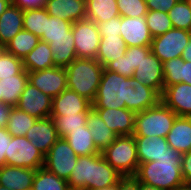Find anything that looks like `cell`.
Returning a JSON list of instances; mask_svg holds the SVG:
<instances>
[{
    "label": "cell",
    "mask_w": 191,
    "mask_h": 190,
    "mask_svg": "<svg viewBox=\"0 0 191 190\" xmlns=\"http://www.w3.org/2000/svg\"><path fill=\"white\" fill-rule=\"evenodd\" d=\"M174 190H191V183H183L180 186H177Z\"/></svg>",
    "instance_id": "obj_55"
},
{
    "label": "cell",
    "mask_w": 191,
    "mask_h": 190,
    "mask_svg": "<svg viewBox=\"0 0 191 190\" xmlns=\"http://www.w3.org/2000/svg\"><path fill=\"white\" fill-rule=\"evenodd\" d=\"M53 53L47 42H40L23 58V68L27 72H35L55 67Z\"/></svg>",
    "instance_id": "obj_25"
},
{
    "label": "cell",
    "mask_w": 191,
    "mask_h": 190,
    "mask_svg": "<svg viewBox=\"0 0 191 190\" xmlns=\"http://www.w3.org/2000/svg\"><path fill=\"white\" fill-rule=\"evenodd\" d=\"M64 138L77 156H88L101 153L96 148L92 139V134L87 126L69 132Z\"/></svg>",
    "instance_id": "obj_31"
},
{
    "label": "cell",
    "mask_w": 191,
    "mask_h": 190,
    "mask_svg": "<svg viewBox=\"0 0 191 190\" xmlns=\"http://www.w3.org/2000/svg\"><path fill=\"white\" fill-rule=\"evenodd\" d=\"M65 69L67 87L93 102L104 67L96 59L76 58Z\"/></svg>",
    "instance_id": "obj_3"
},
{
    "label": "cell",
    "mask_w": 191,
    "mask_h": 190,
    "mask_svg": "<svg viewBox=\"0 0 191 190\" xmlns=\"http://www.w3.org/2000/svg\"><path fill=\"white\" fill-rule=\"evenodd\" d=\"M67 190H84V189H80V188H71V187H69Z\"/></svg>",
    "instance_id": "obj_58"
},
{
    "label": "cell",
    "mask_w": 191,
    "mask_h": 190,
    "mask_svg": "<svg viewBox=\"0 0 191 190\" xmlns=\"http://www.w3.org/2000/svg\"><path fill=\"white\" fill-rule=\"evenodd\" d=\"M106 126L118 136H131L135 130V112L126 108H94Z\"/></svg>",
    "instance_id": "obj_17"
},
{
    "label": "cell",
    "mask_w": 191,
    "mask_h": 190,
    "mask_svg": "<svg viewBox=\"0 0 191 190\" xmlns=\"http://www.w3.org/2000/svg\"><path fill=\"white\" fill-rule=\"evenodd\" d=\"M68 188L66 180L41 167L36 170L31 190H67Z\"/></svg>",
    "instance_id": "obj_34"
},
{
    "label": "cell",
    "mask_w": 191,
    "mask_h": 190,
    "mask_svg": "<svg viewBox=\"0 0 191 190\" xmlns=\"http://www.w3.org/2000/svg\"><path fill=\"white\" fill-rule=\"evenodd\" d=\"M120 35L127 47L151 46L153 37L149 32L145 16H121Z\"/></svg>",
    "instance_id": "obj_13"
},
{
    "label": "cell",
    "mask_w": 191,
    "mask_h": 190,
    "mask_svg": "<svg viewBox=\"0 0 191 190\" xmlns=\"http://www.w3.org/2000/svg\"><path fill=\"white\" fill-rule=\"evenodd\" d=\"M150 52L151 46H133L126 48L125 55L128 57L129 70L133 74L143 57H146Z\"/></svg>",
    "instance_id": "obj_43"
},
{
    "label": "cell",
    "mask_w": 191,
    "mask_h": 190,
    "mask_svg": "<svg viewBox=\"0 0 191 190\" xmlns=\"http://www.w3.org/2000/svg\"><path fill=\"white\" fill-rule=\"evenodd\" d=\"M0 190H11V189H8V188H6V187L0 185Z\"/></svg>",
    "instance_id": "obj_57"
},
{
    "label": "cell",
    "mask_w": 191,
    "mask_h": 190,
    "mask_svg": "<svg viewBox=\"0 0 191 190\" xmlns=\"http://www.w3.org/2000/svg\"><path fill=\"white\" fill-rule=\"evenodd\" d=\"M92 102L67 88L52 98L51 116L76 115V113H89Z\"/></svg>",
    "instance_id": "obj_15"
},
{
    "label": "cell",
    "mask_w": 191,
    "mask_h": 190,
    "mask_svg": "<svg viewBox=\"0 0 191 190\" xmlns=\"http://www.w3.org/2000/svg\"><path fill=\"white\" fill-rule=\"evenodd\" d=\"M118 190H139V181L135 177H123L118 182Z\"/></svg>",
    "instance_id": "obj_50"
},
{
    "label": "cell",
    "mask_w": 191,
    "mask_h": 190,
    "mask_svg": "<svg viewBox=\"0 0 191 190\" xmlns=\"http://www.w3.org/2000/svg\"><path fill=\"white\" fill-rule=\"evenodd\" d=\"M161 96L134 77H124L104 68L93 108H126L135 113L156 106Z\"/></svg>",
    "instance_id": "obj_1"
},
{
    "label": "cell",
    "mask_w": 191,
    "mask_h": 190,
    "mask_svg": "<svg viewBox=\"0 0 191 190\" xmlns=\"http://www.w3.org/2000/svg\"><path fill=\"white\" fill-rule=\"evenodd\" d=\"M15 107L37 119L47 118L51 116L52 98L27 82Z\"/></svg>",
    "instance_id": "obj_11"
},
{
    "label": "cell",
    "mask_w": 191,
    "mask_h": 190,
    "mask_svg": "<svg viewBox=\"0 0 191 190\" xmlns=\"http://www.w3.org/2000/svg\"><path fill=\"white\" fill-rule=\"evenodd\" d=\"M133 77L143 85L153 88L162 96L164 91L163 63L152 52L143 57L135 69Z\"/></svg>",
    "instance_id": "obj_12"
},
{
    "label": "cell",
    "mask_w": 191,
    "mask_h": 190,
    "mask_svg": "<svg viewBox=\"0 0 191 190\" xmlns=\"http://www.w3.org/2000/svg\"><path fill=\"white\" fill-rule=\"evenodd\" d=\"M104 68L127 78L133 77V73L129 70L128 57L125 54L117 60L109 62Z\"/></svg>",
    "instance_id": "obj_45"
},
{
    "label": "cell",
    "mask_w": 191,
    "mask_h": 190,
    "mask_svg": "<svg viewBox=\"0 0 191 190\" xmlns=\"http://www.w3.org/2000/svg\"><path fill=\"white\" fill-rule=\"evenodd\" d=\"M181 172L185 183H191V151L182 154Z\"/></svg>",
    "instance_id": "obj_49"
},
{
    "label": "cell",
    "mask_w": 191,
    "mask_h": 190,
    "mask_svg": "<svg viewBox=\"0 0 191 190\" xmlns=\"http://www.w3.org/2000/svg\"><path fill=\"white\" fill-rule=\"evenodd\" d=\"M119 16L117 0H86V19L96 24Z\"/></svg>",
    "instance_id": "obj_30"
},
{
    "label": "cell",
    "mask_w": 191,
    "mask_h": 190,
    "mask_svg": "<svg viewBox=\"0 0 191 190\" xmlns=\"http://www.w3.org/2000/svg\"><path fill=\"white\" fill-rule=\"evenodd\" d=\"M12 0H0V15L8 8L12 3Z\"/></svg>",
    "instance_id": "obj_53"
},
{
    "label": "cell",
    "mask_w": 191,
    "mask_h": 190,
    "mask_svg": "<svg viewBox=\"0 0 191 190\" xmlns=\"http://www.w3.org/2000/svg\"><path fill=\"white\" fill-rule=\"evenodd\" d=\"M166 140L169 147L181 154L191 151V117L177 116Z\"/></svg>",
    "instance_id": "obj_22"
},
{
    "label": "cell",
    "mask_w": 191,
    "mask_h": 190,
    "mask_svg": "<svg viewBox=\"0 0 191 190\" xmlns=\"http://www.w3.org/2000/svg\"><path fill=\"white\" fill-rule=\"evenodd\" d=\"M161 101L177 116L191 117V85L181 82L167 86Z\"/></svg>",
    "instance_id": "obj_18"
},
{
    "label": "cell",
    "mask_w": 191,
    "mask_h": 190,
    "mask_svg": "<svg viewBox=\"0 0 191 190\" xmlns=\"http://www.w3.org/2000/svg\"><path fill=\"white\" fill-rule=\"evenodd\" d=\"M91 155L78 156L77 163L74 166L69 179L68 186L71 188H80L87 190V184L90 180Z\"/></svg>",
    "instance_id": "obj_35"
},
{
    "label": "cell",
    "mask_w": 191,
    "mask_h": 190,
    "mask_svg": "<svg viewBox=\"0 0 191 190\" xmlns=\"http://www.w3.org/2000/svg\"><path fill=\"white\" fill-rule=\"evenodd\" d=\"M28 82V73L23 69L19 74L0 79L2 102L15 107Z\"/></svg>",
    "instance_id": "obj_26"
},
{
    "label": "cell",
    "mask_w": 191,
    "mask_h": 190,
    "mask_svg": "<svg viewBox=\"0 0 191 190\" xmlns=\"http://www.w3.org/2000/svg\"><path fill=\"white\" fill-rule=\"evenodd\" d=\"M190 39L191 31L172 28L152 39L151 52L164 63L173 58L181 57Z\"/></svg>",
    "instance_id": "obj_7"
},
{
    "label": "cell",
    "mask_w": 191,
    "mask_h": 190,
    "mask_svg": "<svg viewBox=\"0 0 191 190\" xmlns=\"http://www.w3.org/2000/svg\"><path fill=\"white\" fill-rule=\"evenodd\" d=\"M86 126L89 128L93 142L100 152L104 151L118 136L106 126L99 113L93 107L89 110Z\"/></svg>",
    "instance_id": "obj_24"
},
{
    "label": "cell",
    "mask_w": 191,
    "mask_h": 190,
    "mask_svg": "<svg viewBox=\"0 0 191 190\" xmlns=\"http://www.w3.org/2000/svg\"><path fill=\"white\" fill-rule=\"evenodd\" d=\"M88 113H76V115L51 116L55 122L57 134L64 138L69 132L82 129L86 126Z\"/></svg>",
    "instance_id": "obj_37"
},
{
    "label": "cell",
    "mask_w": 191,
    "mask_h": 190,
    "mask_svg": "<svg viewBox=\"0 0 191 190\" xmlns=\"http://www.w3.org/2000/svg\"><path fill=\"white\" fill-rule=\"evenodd\" d=\"M6 165L32 168L44 167L45 156L25 136H12L5 154Z\"/></svg>",
    "instance_id": "obj_6"
},
{
    "label": "cell",
    "mask_w": 191,
    "mask_h": 190,
    "mask_svg": "<svg viewBox=\"0 0 191 190\" xmlns=\"http://www.w3.org/2000/svg\"><path fill=\"white\" fill-rule=\"evenodd\" d=\"M71 30L77 58L96 59L101 39L98 25L83 19L74 22Z\"/></svg>",
    "instance_id": "obj_8"
},
{
    "label": "cell",
    "mask_w": 191,
    "mask_h": 190,
    "mask_svg": "<svg viewBox=\"0 0 191 190\" xmlns=\"http://www.w3.org/2000/svg\"><path fill=\"white\" fill-rule=\"evenodd\" d=\"M126 44L121 35L101 36L96 60L105 67L109 62L124 56Z\"/></svg>",
    "instance_id": "obj_29"
},
{
    "label": "cell",
    "mask_w": 191,
    "mask_h": 190,
    "mask_svg": "<svg viewBox=\"0 0 191 190\" xmlns=\"http://www.w3.org/2000/svg\"><path fill=\"white\" fill-rule=\"evenodd\" d=\"M40 42L33 33L21 30L4 47V49L23 60V58Z\"/></svg>",
    "instance_id": "obj_32"
},
{
    "label": "cell",
    "mask_w": 191,
    "mask_h": 190,
    "mask_svg": "<svg viewBox=\"0 0 191 190\" xmlns=\"http://www.w3.org/2000/svg\"><path fill=\"white\" fill-rule=\"evenodd\" d=\"M139 190H162V189L139 182Z\"/></svg>",
    "instance_id": "obj_54"
},
{
    "label": "cell",
    "mask_w": 191,
    "mask_h": 190,
    "mask_svg": "<svg viewBox=\"0 0 191 190\" xmlns=\"http://www.w3.org/2000/svg\"><path fill=\"white\" fill-rule=\"evenodd\" d=\"M177 115L162 101L156 106L135 114L133 136H158L166 138Z\"/></svg>",
    "instance_id": "obj_4"
},
{
    "label": "cell",
    "mask_w": 191,
    "mask_h": 190,
    "mask_svg": "<svg viewBox=\"0 0 191 190\" xmlns=\"http://www.w3.org/2000/svg\"><path fill=\"white\" fill-rule=\"evenodd\" d=\"M24 10L12 3L0 15V47L6 44L21 30H23Z\"/></svg>",
    "instance_id": "obj_23"
},
{
    "label": "cell",
    "mask_w": 191,
    "mask_h": 190,
    "mask_svg": "<svg viewBox=\"0 0 191 190\" xmlns=\"http://www.w3.org/2000/svg\"><path fill=\"white\" fill-rule=\"evenodd\" d=\"M181 57H182V59H183L184 61L191 62V39H190V41L188 42V44L186 45V47L184 48Z\"/></svg>",
    "instance_id": "obj_52"
},
{
    "label": "cell",
    "mask_w": 191,
    "mask_h": 190,
    "mask_svg": "<svg viewBox=\"0 0 191 190\" xmlns=\"http://www.w3.org/2000/svg\"><path fill=\"white\" fill-rule=\"evenodd\" d=\"M97 190H118V183L112 185V186H107L102 189H97Z\"/></svg>",
    "instance_id": "obj_56"
},
{
    "label": "cell",
    "mask_w": 191,
    "mask_h": 190,
    "mask_svg": "<svg viewBox=\"0 0 191 190\" xmlns=\"http://www.w3.org/2000/svg\"><path fill=\"white\" fill-rule=\"evenodd\" d=\"M25 137L30 140L34 147L46 156L49 149L60 138L53 118L37 119L34 125L27 131Z\"/></svg>",
    "instance_id": "obj_16"
},
{
    "label": "cell",
    "mask_w": 191,
    "mask_h": 190,
    "mask_svg": "<svg viewBox=\"0 0 191 190\" xmlns=\"http://www.w3.org/2000/svg\"><path fill=\"white\" fill-rule=\"evenodd\" d=\"M23 69L22 59L0 48V79L17 75Z\"/></svg>",
    "instance_id": "obj_41"
},
{
    "label": "cell",
    "mask_w": 191,
    "mask_h": 190,
    "mask_svg": "<svg viewBox=\"0 0 191 190\" xmlns=\"http://www.w3.org/2000/svg\"><path fill=\"white\" fill-rule=\"evenodd\" d=\"M72 22L48 15L41 41L49 43V38L70 37Z\"/></svg>",
    "instance_id": "obj_38"
},
{
    "label": "cell",
    "mask_w": 191,
    "mask_h": 190,
    "mask_svg": "<svg viewBox=\"0 0 191 190\" xmlns=\"http://www.w3.org/2000/svg\"><path fill=\"white\" fill-rule=\"evenodd\" d=\"M180 152L172 156H163L157 161L140 163L135 178L142 183L162 190H174L184 182L181 172Z\"/></svg>",
    "instance_id": "obj_2"
},
{
    "label": "cell",
    "mask_w": 191,
    "mask_h": 190,
    "mask_svg": "<svg viewBox=\"0 0 191 190\" xmlns=\"http://www.w3.org/2000/svg\"><path fill=\"white\" fill-rule=\"evenodd\" d=\"M122 178V175L105 160L102 153L91 155V172L87 190L112 186Z\"/></svg>",
    "instance_id": "obj_14"
},
{
    "label": "cell",
    "mask_w": 191,
    "mask_h": 190,
    "mask_svg": "<svg viewBox=\"0 0 191 190\" xmlns=\"http://www.w3.org/2000/svg\"><path fill=\"white\" fill-rule=\"evenodd\" d=\"M101 153L105 160L118 171L122 177L135 176L140 163L133 135L117 136Z\"/></svg>",
    "instance_id": "obj_5"
},
{
    "label": "cell",
    "mask_w": 191,
    "mask_h": 190,
    "mask_svg": "<svg viewBox=\"0 0 191 190\" xmlns=\"http://www.w3.org/2000/svg\"><path fill=\"white\" fill-rule=\"evenodd\" d=\"M48 15L45 8L24 11L23 29L41 38L45 31L46 17Z\"/></svg>",
    "instance_id": "obj_36"
},
{
    "label": "cell",
    "mask_w": 191,
    "mask_h": 190,
    "mask_svg": "<svg viewBox=\"0 0 191 190\" xmlns=\"http://www.w3.org/2000/svg\"><path fill=\"white\" fill-rule=\"evenodd\" d=\"M139 163L157 161L163 156H172L176 151L169 147L166 138L158 136H134Z\"/></svg>",
    "instance_id": "obj_19"
},
{
    "label": "cell",
    "mask_w": 191,
    "mask_h": 190,
    "mask_svg": "<svg viewBox=\"0 0 191 190\" xmlns=\"http://www.w3.org/2000/svg\"><path fill=\"white\" fill-rule=\"evenodd\" d=\"M36 121L37 118L30 116L17 107H12L6 129L11 136H25Z\"/></svg>",
    "instance_id": "obj_33"
},
{
    "label": "cell",
    "mask_w": 191,
    "mask_h": 190,
    "mask_svg": "<svg viewBox=\"0 0 191 190\" xmlns=\"http://www.w3.org/2000/svg\"><path fill=\"white\" fill-rule=\"evenodd\" d=\"M27 73L28 82L51 98L56 97L68 88L65 68L55 66Z\"/></svg>",
    "instance_id": "obj_10"
},
{
    "label": "cell",
    "mask_w": 191,
    "mask_h": 190,
    "mask_svg": "<svg viewBox=\"0 0 191 190\" xmlns=\"http://www.w3.org/2000/svg\"><path fill=\"white\" fill-rule=\"evenodd\" d=\"M168 15L173 28L191 31V8L185 0H178Z\"/></svg>",
    "instance_id": "obj_39"
},
{
    "label": "cell",
    "mask_w": 191,
    "mask_h": 190,
    "mask_svg": "<svg viewBox=\"0 0 191 190\" xmlns=\"http://www.w3.org/2000/svg\"><path fill=\"white\" fill-rule=\"evenodd\" d=\"M117 7L120 16L125 17L136 18L148 12L145 0H117Z\"/></svg>",
    "instance_id": "obj_42"
},
{
    "label": "cell",
    "mask_w": 191,
    "mask_h": 190,
    "mask_svg": "<svg viewBox=\"0 0 191 190\" xmlns=\"http://www.w3.org/2000/svg\"><path fill=\"white\" fill-rule=\"evenodd\" d=\"M11 109L12 106L0 102V128H4L7 126Z\"/></svg>",
    "instance_id": "obj_51"
},
{
    "label": "cell",
    "mask_w": 191,
    "mask_h": 190,
    "mask_svg": "<svg viewBox=\"0 0 191 190\" xmlns=\"http://www.w3.org/2000/svg\"><path fill=\"white\" fill-rule=\"evenodd\" d=\"M47 0H12V4L26 11L45 8Z\"/></svg>",
    "instance_id": "obj_48"
},
{
    "label": "cell",
    "mask_w": 191,
    "mask_h": 190,
    "mask_svg": "<svg viewBox=\"0 0 191 190\" xmlns=\"http://www.w3.org/2000/svg\"><path fill=\"white\" fill-rule=\"evenodd\" d=\"M48 44L53 53V62L56 67L66 68L77 58L72 30L70 37L49 38Z\"/></svg>",
    "instance_id": "obj_28"
},
{
    "label": "cell",
    "mask_w": 191,
    "mask_h": 190,
    "mask_svg": "<svg viewBox=\"0 0 191 190\" xmlns=\"http://www.w3.org/2000/svg\"><path fill=\"white\" fill-rule=\"evenodd\" d=\"M78 156L65 138H59L45 156L44 167L59 178L68 180Z\"/></svg>",
    "instance_id": "obj_9"
},
{
    "label": "cell",
    "mask_w": 191,
    "mask_h": 190,
    "mask_svg": "<svg viewBox=\"0 0 191 190\" xmlns=\"http://www.w3.org/2000/svg\"><path fill=\"white\" fill-rule=\"evenodd\" d=\"M36 170L4 165L0 168V185L11 190H31Z\"/></svg>",
    "instance_id": "obj_21"
},
{
    "label": "cell",
    "mask_w": 191,
    "mask_h": 190,
    "mask_svg": "<svg viewBox=\"0 0 191 190\" xmlns=\"http://www.w3.org/2000/svg\"><path fill=\"white\" fill-rule=\"evenodd\" d=\"M145 19L149 32L153 38L173 28L168 12L165 11L148 10Z\"/></svg>",
    "instance_id": "obj_40"
},
{
    "label": "cell",
    "mask_w": 191,
    "mask_h": 190,
    "mask_svg": "<svg viewBox=\"0 0 191 190\" xmlns=\"http://www.w3.org/2000/svg\"><path fill=\"white\" fill-rule=\"evenodd\" d=\"M97 25L100 31V36L120 35L121 16L113 17L109 21L99 22Z\"/></svg>",
    "instance_id": "obj_44"
},
{
    "label": "cell",
    "mask_w": 191,
    "mask_h": 190,
    "mask_svg": "<svg viewBox=\"0 0 191 190\" xmlns=\"http://www.w3.org/2000/svg\"><path fill=\"white\" fill-rule=\"evenodd\" d=\"M164 89L178 83L191 85V62L182 57L173 58L163 63Z\"/></svg>",
    "instance_id": "obj_27"
},
{
    "label": "cell",
    "mask_w": 191,
    "mask_h": 190,
    "mask_svg": "<svg viewBox=\"0 0 191 190\" xmlns=\"http://www.w3.org/2000/svg\"><path fill=\"white\" fill-rule=\"evenodd\" d=\"M11 134L6 127L0 128V168L6 165L5 154H8L9 143L11 142Z\"/></svg>",
    "instance_id": "obj_46"
},
{
    "label": "cell",
    "mask_w": 191,
    "mask_h": 190,
    "mask_svg": "<svg viewBox=\"0 0 191 190\" xmlns=\"http://www.w3.org/2000/svg\"><path fill=\"white\" fill-rule=\"evenodd\" d=\"M45 9L50 16L72 23L86 19V0H47Z\"/></svg>",
    "instance_id": "obj_20"
},
{
    "label": "cell",
    "mask_w": 191,
    "mask_h": 190,
    "mask_svg": "<svg viewBox=\"0 0 191 190\" xmlns=\"http://www.w3.org/2000/svg\"><path fill=\"white\" fill-rule=\"evenodd\" d=\"M187 2V4L190 6L191 8V0H185Z\"/></svg>",
    "instance_id": "obj_59"
},
{
    "label": "cell",
    "mask_w": 191,
    "mask_h": 190,
    "mask_svg": "<svg viewBox=\"0 0 191 190\" xmlns=\"http://www.w3.org/2000/svg\"><path fill=\"white\" fill-rule=\"evenodd\" d=\"M178 0H145L147 9L151 11L168 12Z\"/></svg>",
    "instance_id": "obj_47"
}]
</instances>
